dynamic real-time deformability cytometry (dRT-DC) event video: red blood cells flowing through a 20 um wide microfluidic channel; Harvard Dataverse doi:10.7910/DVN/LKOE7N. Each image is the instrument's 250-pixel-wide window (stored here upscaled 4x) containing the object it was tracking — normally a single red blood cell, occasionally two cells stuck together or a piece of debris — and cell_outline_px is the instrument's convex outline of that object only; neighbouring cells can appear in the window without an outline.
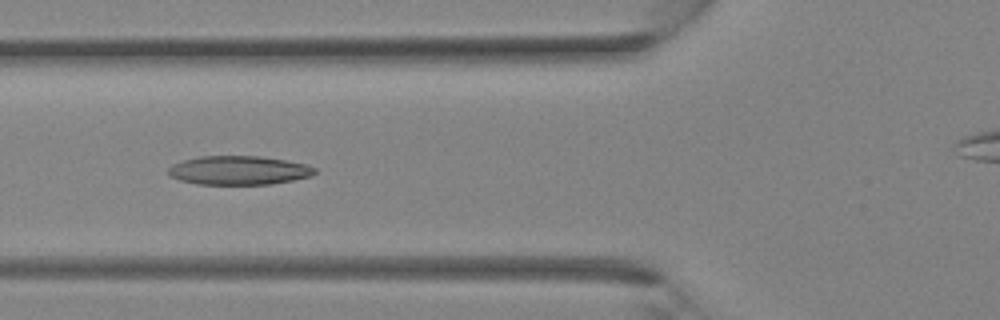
{"species": "Egyptian fruit bat (a non-hibernating species)", "species_latin": "Rousettus aegyptiacus", "temperature_condition": "room temperature", "stored_images_in_passage": 36, "camera_frame_rate_fps": 3000, "um_per_image_px": 0.085, "animal": {"sex": "female"}, "frame": {"image": 1, "passage_image": 13, "time_ms": 4.0, "image_size_px": [1000, 320], "cell_outline_px": [[316, 172], [308, 176], [292, 180], [272, 184], [196, 184], [180, 180], [168, 176], [168, 168], [172, 164], [184, 160], [200, 156], [260, 156], [284, 160], [304, 164], [316, 168]], "centroid_in_image_um": [20.24, 14.48], "position_along_channel_um": 105.6, "area_um2": 24.51}}
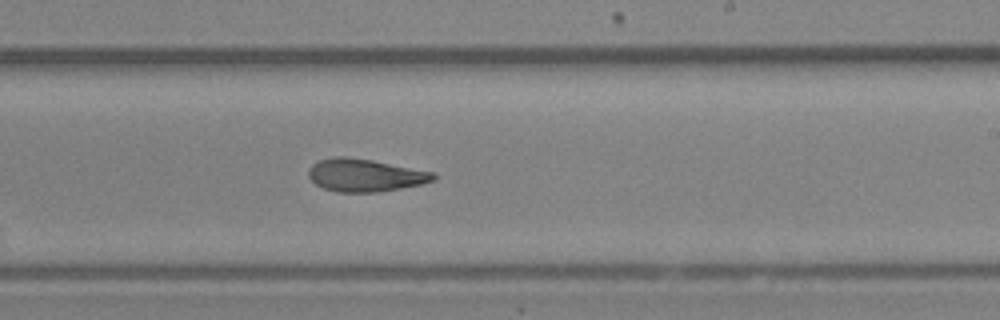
{"frame": {"image": 2, "passage_image": 21, "time_ms": 6.667, "image_size_px": [1000, 320], "cell_outline_px": [[436, 176], [432, 180], [424, 184], [376, 192], [336, 192], [324, 188], [316, 184], [308, 176], [308, 172], [312, 164], [320, 160], [336, 156], [344, 156], [372, 160], [436, 172]], "centroid_in_image_um": [31.04, 14.89], "position_along_channel_um": 258.0, "area_um2": 23.76}}
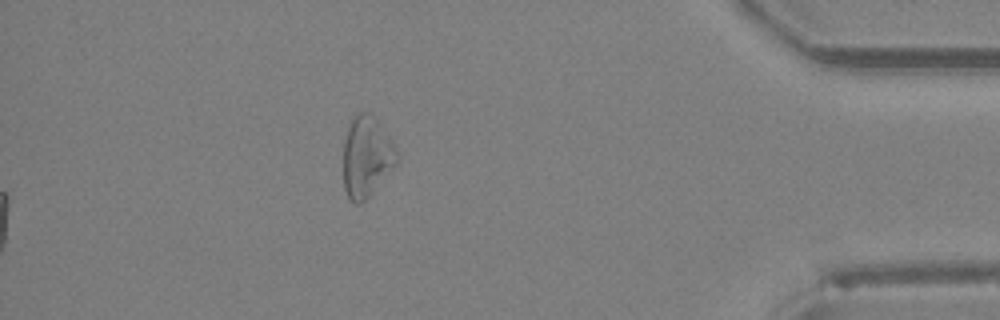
{"frame": {"image": 3, "passage_image": 36, "time_ms": 11.667, "image_size_px": [1000, 320], "cell_outline_px": [[400, 156], [396, 164], [368, 196], [360, 204], [356, 204], [348, 196], [344, 188], [344, 140], [352, 116], [360, 112], [368, 112], [376, 116], [400, 152]], "centroid_in_image_um": [31.18, 13.25], "position_along_channel_um": 404.0, "area_um2": 25.32}}